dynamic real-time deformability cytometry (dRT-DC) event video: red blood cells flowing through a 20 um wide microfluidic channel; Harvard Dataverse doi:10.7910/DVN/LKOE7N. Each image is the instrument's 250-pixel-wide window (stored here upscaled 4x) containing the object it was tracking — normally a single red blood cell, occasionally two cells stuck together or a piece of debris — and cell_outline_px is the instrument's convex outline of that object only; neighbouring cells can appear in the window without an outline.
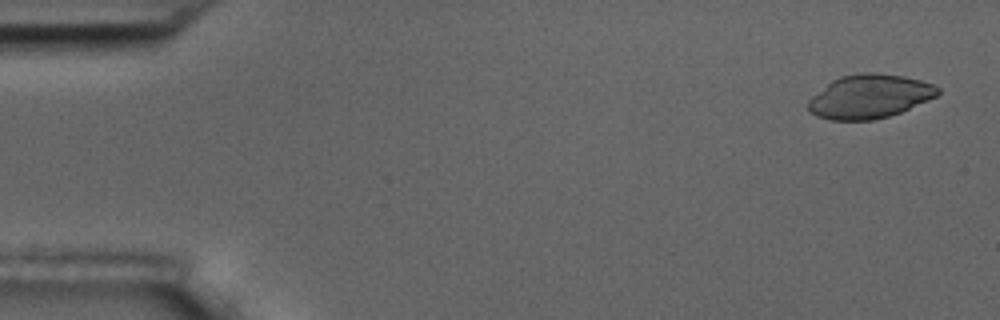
{"species": "common noctule bat (a hibernating species)", "species_latin": "Nyctalus noctula", "temperature_condition": "room temperature", "stored_images_in_passage": 4, "camera_frame_rate_fps": 3000, "um_per_image_px": 0.085, "animal": {"sex": "male", "body_mass_g": 17.5, "forearm_length_mm": 52.3}, "frame": {"image": 1, "passage_image": 1, "time_ms": 0.0, "image_size_px": [1000, 320], "cell_outline_px": [[940, 92], [936, 96], [928, 100], [900, 112], [888, 116], [872, 120], [828, 120], [816, 116], [808, 112], [808, 100], [812, 96], [832, 80], [840, 76], [860, 72], [876, 72], [904, 76], [920, 80], [932, 84], [940, 88]], "centroid_in_image_um": [73.88, 8.19], "position_along_channel_um": 11.1, "area_um2": 33.18}}